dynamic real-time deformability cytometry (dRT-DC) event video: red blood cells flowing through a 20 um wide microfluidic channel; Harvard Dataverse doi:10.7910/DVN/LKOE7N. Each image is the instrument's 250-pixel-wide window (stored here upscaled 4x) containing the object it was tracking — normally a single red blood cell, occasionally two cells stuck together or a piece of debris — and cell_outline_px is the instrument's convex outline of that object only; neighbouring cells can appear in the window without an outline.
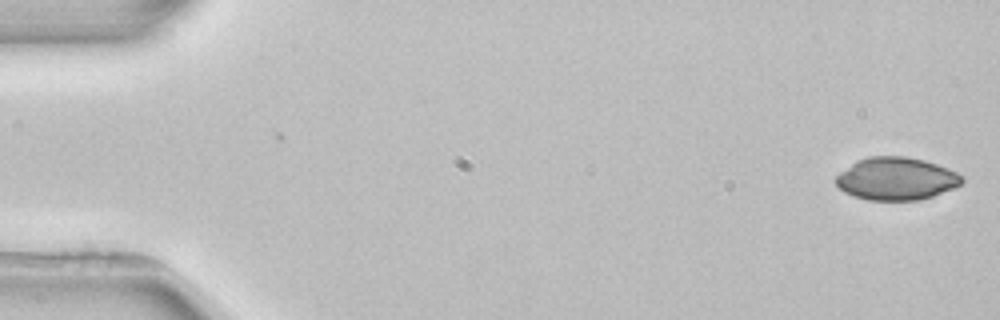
{"species": "common noctule bat (a hibernating species)", "species_latin": "Nyctalus noctula", "temperature_condition": "room temperature", "stored_images_in_passage": 4, "camera_frame_rate_fps": 3000, "um_per_image_px": 0.085, "animal": {"sex": "female", "body_mass_g": 22.7, "forearm_length_mm": 54.2}, "frame": {"image": 1, "passage_image": 1, "time_ms": 0.0, "image_size_px": [1000, 320], "cell_outline_px": [[964, 180], [960, 184], [952, 188], [932, 196], [920, 200], [868, 200], [852, 196], [844, 192], [836, 184], [836, 176], [840, 172], [856, 160], [868, 156], [908, 156], [924, 160], [948, 168], [964, 176]], "centroid_in_image_um": [76.17, 15.18], "position_along_channel_um": 8.8, "area_um2": 31.44}}